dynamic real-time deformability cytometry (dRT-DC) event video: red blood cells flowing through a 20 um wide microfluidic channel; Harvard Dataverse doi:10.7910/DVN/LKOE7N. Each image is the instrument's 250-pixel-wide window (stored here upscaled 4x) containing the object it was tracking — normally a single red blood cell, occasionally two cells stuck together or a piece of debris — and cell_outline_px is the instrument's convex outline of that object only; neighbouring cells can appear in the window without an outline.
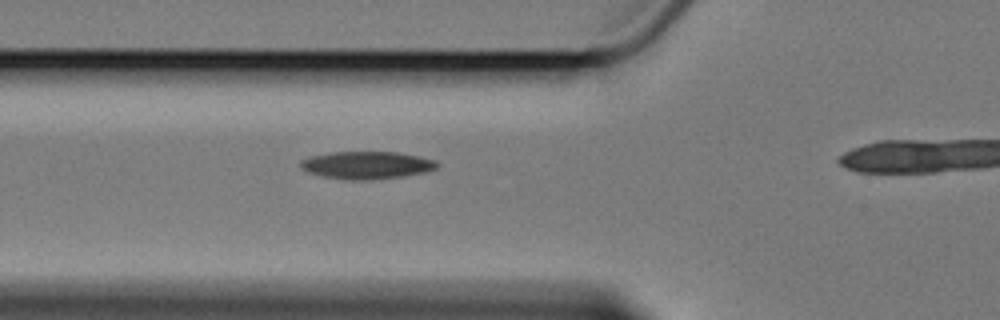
{"species": "Egyptian fruit bat (a non-hibernating species)", "species_latin": "Rousettus aegyptiacus", "temperature_condition": "cold", "stored_images_in_passage": 8, "camera_frame_rate_fps": 3000, "um_per_image_px": 0.085, "animal": {"sex": "female"}, "frame": {"image": 1, "passage_image": 7, "time_ms": 8.0, "image_size_px": [1000, 320], "cell_outline_px": [[440, 164], [436, 168], [424, 172], [400, 176], [364, 180], [348, 180], [324, 176], [308, 172], [300, 168], [300, 160], [312, 156], [332, 152], [396, 152], [420, 156], [436, 160]], "centroid_in_image_um": [31.17, 14.03], "position_along_channel_um": 94.6, "area_um2": 21.73}}